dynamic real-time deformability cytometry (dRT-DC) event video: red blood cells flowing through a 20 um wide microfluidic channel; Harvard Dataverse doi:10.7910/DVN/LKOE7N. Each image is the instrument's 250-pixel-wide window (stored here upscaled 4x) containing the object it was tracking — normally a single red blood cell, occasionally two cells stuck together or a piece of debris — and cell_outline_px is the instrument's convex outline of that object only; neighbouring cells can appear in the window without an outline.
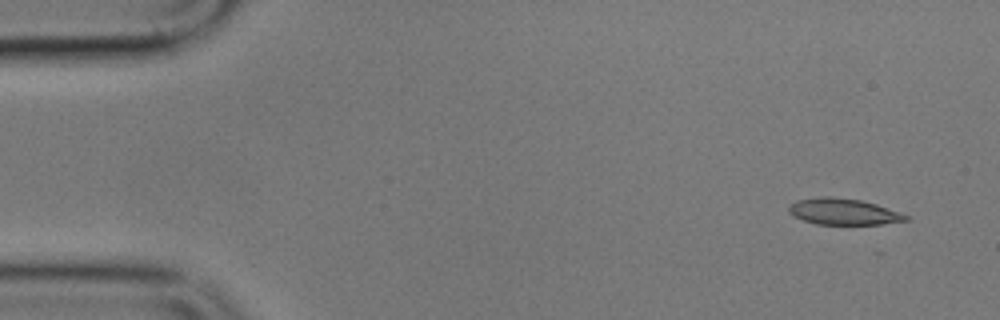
{"species": "common noctule bat (a hibernating species)", "species_latin": "Nyctalus noctula", "temperature_condition": "cold", "stored_images_in_passage": 5, "camera_frame_rate_fps": 3000, "um_per_image_px": 0.085, "animal": {"sex": "male", "body_mass_g": 17.9}, "frame": {"image": 1, "passage_image": 1, "time_ms": 0.0, "image_size_px": [1000, 320], "cell_outline_px": [[908, 220], [880, 224], [816, 224], [792, 216], [788, 212], [788, 204], [796, 200], [824, 196], [832, 196], [860, 200], [876, 204], [908, 216]], "centroid_in_image_um": [71.61, 17.98], "position_along_channel_um": 13.4, "area_um2": 17.8}}